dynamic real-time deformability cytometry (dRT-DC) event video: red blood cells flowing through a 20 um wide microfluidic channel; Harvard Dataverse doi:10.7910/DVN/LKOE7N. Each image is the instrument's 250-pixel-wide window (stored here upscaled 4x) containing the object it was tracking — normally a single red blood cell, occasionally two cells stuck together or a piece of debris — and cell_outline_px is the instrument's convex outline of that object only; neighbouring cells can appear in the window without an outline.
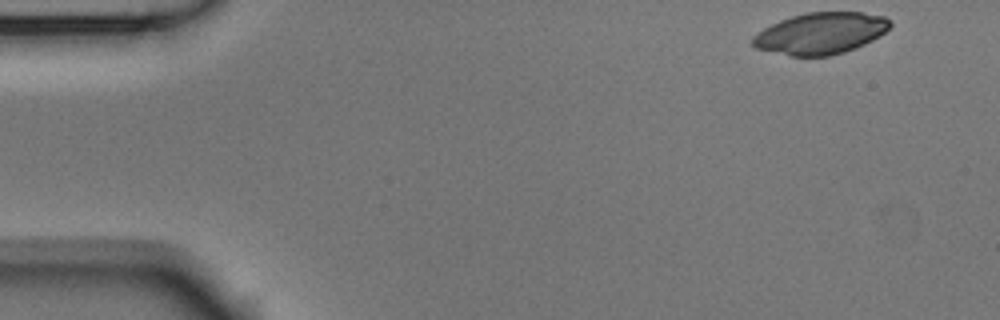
{"species": "Egyptian fruit bat (a non-hibernating species)", "species_latin": "Rousettus aegyptiacus", "temperature_condition": "room temperature", "stored_images_in_passage": 51, "camera_frame_rate_fps": 3000, "um_per_image_px": 0.085, "animal": {"sex": "male"}, "frame": {"image": 1, "passage_image": 1, "time_ms": 0.0, "image_size_px": [1000, 320], "cell_outline_px": [[892, 24], [884, 32], [872, 40], [864, 44], [844, 52], [828, 56], [788, 56], [756, 48], [752, 44], [752, 36], [756, 32], [780, 20], [792, 16], [808, 12], [860, 12], [884, 16], [892, 20]], "centroid_in_image_um": [69.74, 2.83], "position_along_channel_um": 15.3, "area_um2": 33.23}}
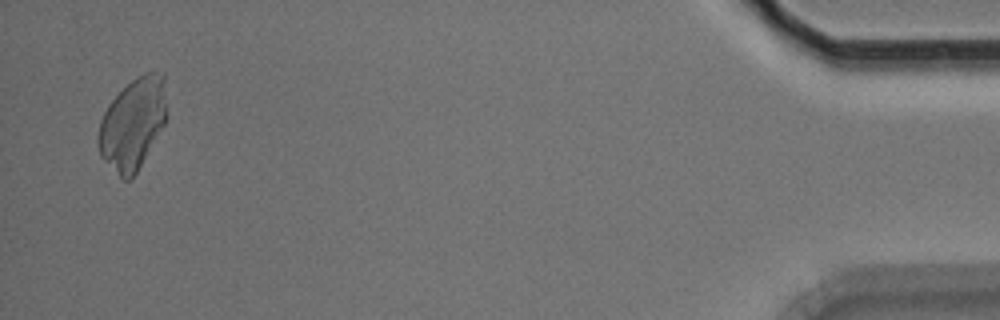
{"frame": {"image": 2, "passage_image": 50, "time_ms": 16.333, "image_size_px": [1000, 320], "cell_outline_px": [[164, 124], [136, 172], [128, 180], [124, 180], [100, 156], [96, 144], [96, 136], [100, 120], [108, 104], [136, 76], [144, 72], [156, 68], [164, 72]], "centroid_in_image_um": [11.24, 10.47], "position_along_channel_um": 424.0, "area_um2": 36.01}}